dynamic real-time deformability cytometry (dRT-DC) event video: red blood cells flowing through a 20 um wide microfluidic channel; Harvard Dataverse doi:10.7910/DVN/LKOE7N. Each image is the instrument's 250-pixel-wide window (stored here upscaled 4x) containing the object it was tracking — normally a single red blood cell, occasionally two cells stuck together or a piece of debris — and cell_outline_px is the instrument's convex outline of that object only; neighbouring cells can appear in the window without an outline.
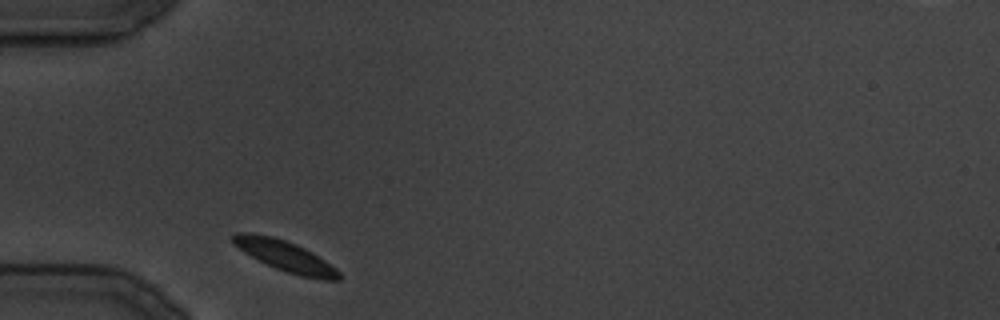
{"species": "common noctule bat (a hibernating species)", "species_latin": "Nyctalus noctula", "temperature_condition": "cold", "stored_images_in_passage": 6, "camera_frame_rate_fps": 3000, "um_per_image_px": 0.085, "animal": {"sex": "male", "body_mass_g": 19.5, "forearm_length_mm": 54.6}, "frame": {"image": 1, "passage_image": 1, "time_ms": 0.0, "image_size_px": [1000, 320], "cell_outline_px": [[340, 280], [324, 280], [300, 276], [284, 272], [244, 252], [232, 244], [232, 236], [236, 232], [252, 232], [272, 236], [296, 244], [312, 252], [336, 268], [340, 272]], "centroid_in_image_um": [24.24, 21.76], "position_along_channel_um": 60.8, "area_um2": 18.9}}
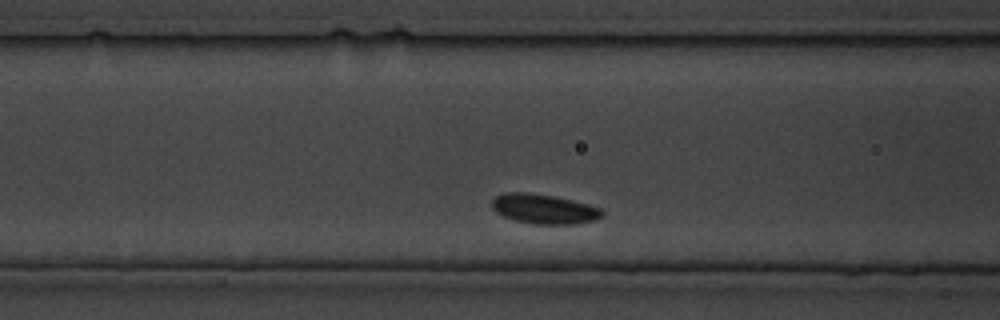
{"frame": {"image": 2, "passage_image": 5, "time_ms": 4.667, "image_size_px": [1000, 320], "cell_outline_px": [[604, 212], [596, 220], [576, 224], [536, 224], [516, 220], [504, 216], [496, 212], [492, 208], [492, 200], [496, 196], [504, 192], [528, 192], [552, 196], [572, 200], [588, 204], [600, 208]], "centroid_in_image_um": [46.23, 17.76], "position_along_channel_um": 120.4, "area_um2": 18.96}}